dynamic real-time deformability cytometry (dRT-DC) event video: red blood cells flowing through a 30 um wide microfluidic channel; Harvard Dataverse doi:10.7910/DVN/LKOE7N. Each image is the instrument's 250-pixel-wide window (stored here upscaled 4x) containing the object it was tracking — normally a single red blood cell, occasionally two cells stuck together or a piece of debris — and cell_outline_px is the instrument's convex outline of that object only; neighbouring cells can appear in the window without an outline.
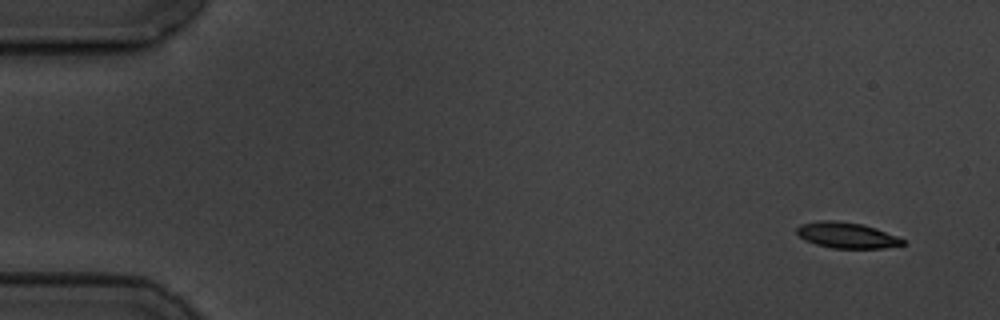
{"species": "common noctule bat (a hibernating species)", "species_latin": "Nyctalus noctula", "temperature_condition": "cold", "stored_images_in_passage": 6, "camera_frame_rate_fps": 3000, "um_per_image_px": 0.085, "animal": {"sex": "male", "body_mass_g": 19.5, "forearm_length_mm": 54.6}, "frame": {"image": 1, "passage_image": 1, "time_ms": 0.0, "image_size_px": [1000, 320], "cell_outline_px": [[904, 244], [884, 248], [832, 248], [816, 244], [804, 240], [796, 232], [796, 228], [800, 224], [816, 220], [836, 220], [864, 224], [876, 228], [896, 236], [904, 240]], "centroid_in_image_um": [71.93, 19.98], "position_along_channel_um": 13.1, "area_um2": 16.01}}
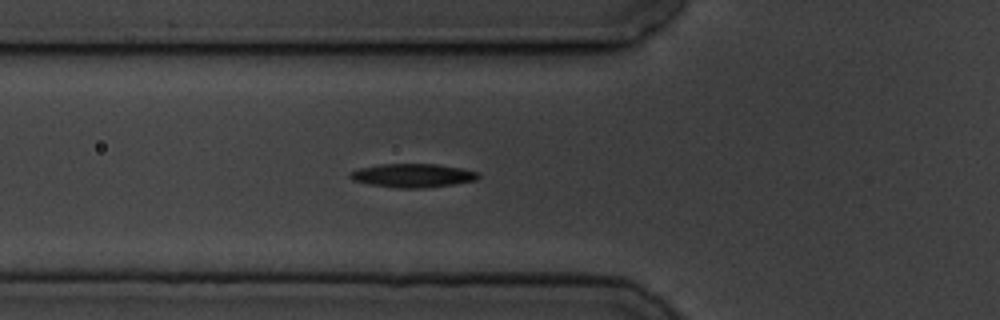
{"frame": {"image": 2, "passage_image": 6, "time_ms": 5.667, "image_size_px": [1000, 320], "cell_outline_px": [[480, 176], [476, 180], [452, 184], [424, 188], [396, 188], [368, 184], [352, 180], [348, 176], [348, 172], [360, 168], [380, 164], [436, 164], [460, 168], [476, 172]], "centroid_in_image_um": [35.01, 14.92], "position_along_channel_um": 90.8, "area_um2": 17.63}}